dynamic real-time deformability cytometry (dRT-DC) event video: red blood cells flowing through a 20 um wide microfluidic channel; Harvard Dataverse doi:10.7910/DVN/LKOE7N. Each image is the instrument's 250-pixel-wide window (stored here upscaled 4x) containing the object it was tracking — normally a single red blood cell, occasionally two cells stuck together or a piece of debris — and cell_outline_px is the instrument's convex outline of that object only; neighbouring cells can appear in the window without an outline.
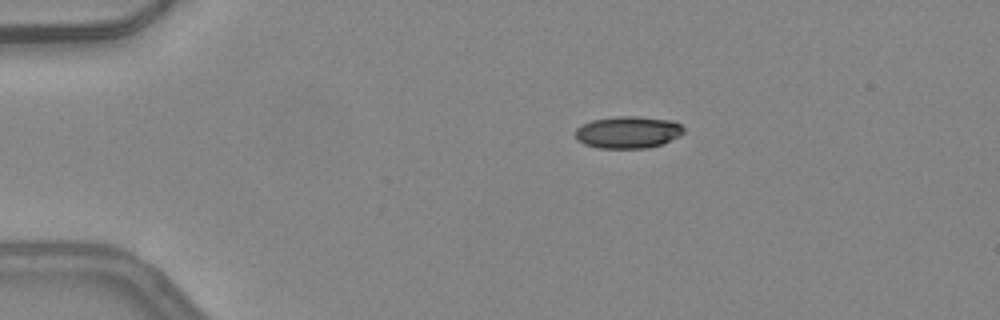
{"species": "common noctule bat (a hibernating species)", "species_latin": "Nyctalus noctula", "temperature_condition": "warm", "stored_images_in_passage": 40, "camera_frame_rate_fps": 3000, "um_per_image_px": 0.085, "animal": {"sex": "female", "body_mass_g": 24.6, "forearm_length_mm": 56.2}, "frame": {"image": 1, "passage_image": 1, "time_ms": 0.0, "image_size_px": [1000, 320], "cell_outline_px": [[684, 132], [680, 136], [664, 144], [648, 148], [600, 148], [584, 144], [576, 140], [576, 128], [592, 120], [616, 116], [640, 116], [672, 120], [680, 124], [684, 128]], "centroid_in_image_um": [53.42, 11.24], "position_along_channel_um": 31.6, "area_um2": 20.46}}
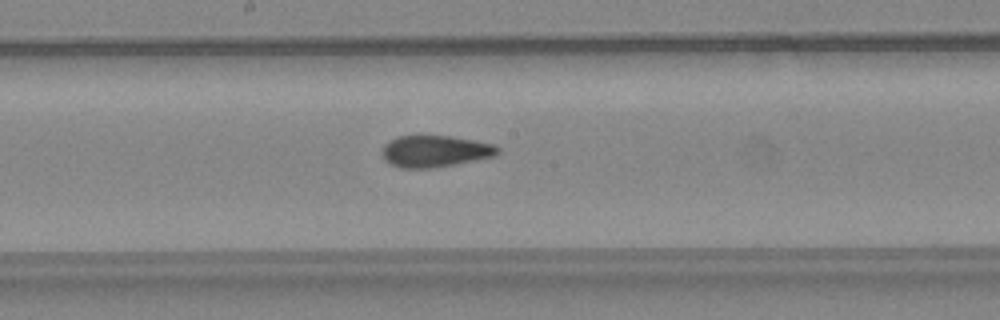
{"frame": {"image": 2, "passage_image": 18, "time_ms": 5.667, "image_size_px": [1000, 320], "cell_outline_px": [[500, 152], [496, 156], [436, 168], [400, 168], [384, 160], [380, 152], [384, 144], [388, 140], [396, 136], [448, 136], [476, 140], [496, 144], [500, 148]], "centroid_in_image_um": [36.98, 12.85], "position_along_channel_um": 211.2, "area_um2": 21.73}}
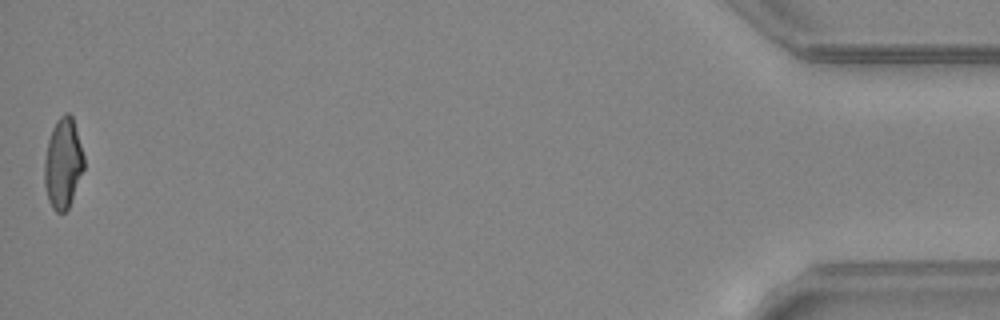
{"frame": {"image": 3, "passage_image": 40, "time_ms": 13.0, "image_size_px": [1000, 320], "cell_outline_px": [[84, 168], [68, 208], [64, 212], [56, 212], [52, 208], [48, 200], [44, 184], [44, 160], [48, 140], [52, 128], [56, 120], [64, 112], [68, 112], [72, 116], [84, 156]], "centroid_in_image_um": [5.34, 13.87], "position_along_channel_um": 429.9, "area_um2": 20.75}, "authors_computed_cell_mechanics": {"area_um2": 21.5016, "velocity_mm_per_s": 4.2436, "shape_relaxation_time_tau1_ms": null, "shape_relaxation_time_tau2_ms": 1.4154, "deformation_change_tau1": null, "deformation_change_tau2": 0.08}}